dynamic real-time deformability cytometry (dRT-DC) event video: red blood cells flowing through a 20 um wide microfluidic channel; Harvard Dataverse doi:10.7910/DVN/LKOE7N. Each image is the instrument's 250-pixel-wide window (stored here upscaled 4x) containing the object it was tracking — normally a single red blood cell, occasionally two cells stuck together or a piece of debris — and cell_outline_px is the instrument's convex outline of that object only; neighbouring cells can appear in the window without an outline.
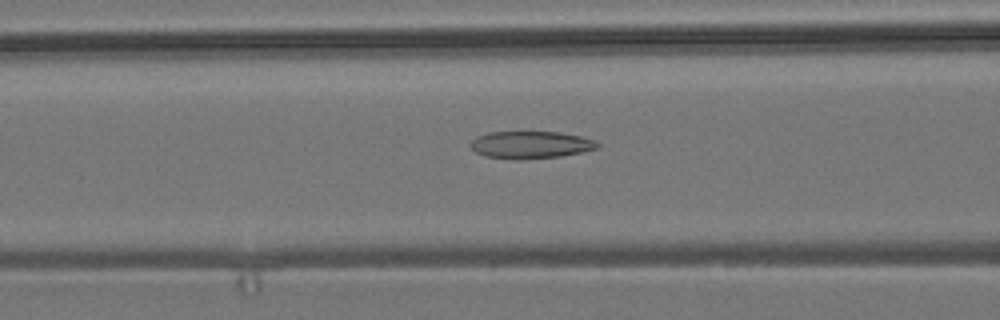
{"species": "common noctule bat (a hibernating species)", "species_latin": "Nyctalus noctula", "temperature_condition": "room temperature", "stored_images_in_passage": 38, "camera_frame_rate_fps": 3000, "um_per_image_px": 0.085, "animal": {"sex": "male", "body_mass_g": 19.2, "forearm_length_mm": 51.8}, "frame": {"image": 1, "passage_image": 10, "time_ms": 3.0, "image_size_px": [1000, 320], "cell_outline_px": [[600, 144], [596, 148], [580, 152], [560, 156], [484, 156], [476, 152], [468, 144], [476, 136], [488, 132], [560, 132], [580, 136], [596, 140]], "centroid_in_image_um": [45.11, 12.24], "position_along_channel_um": 121.5, "area_um2": 19.13}}
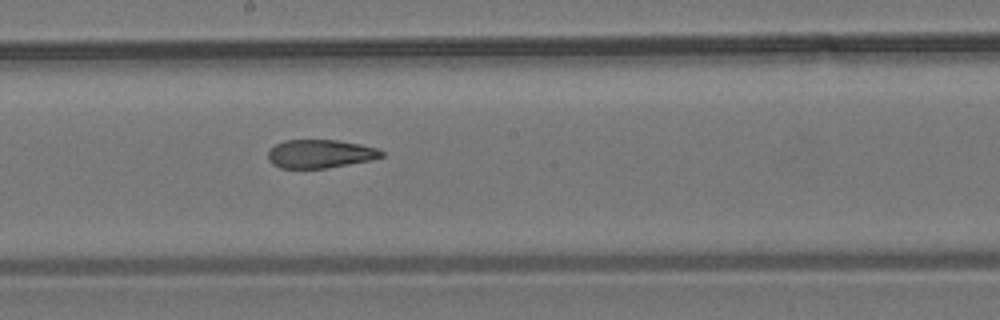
{"frame": {"image": 2, "passage_image": 18, "time_ms": 5.667, "image_size_px": [1000, 320], "cell_outline_px": [[384, 156], [372, 160], [328, 168], [280, 168], [272, 164], [268, 160], [268, 152], [276, 144], [284, 140], [336, 140], [360, 144], [376, 148], [384, 152]], "centroid_in_image_um": [27.22, 13.08], "position_along_channel_um": 221.0, "area_um2": 18.84}}
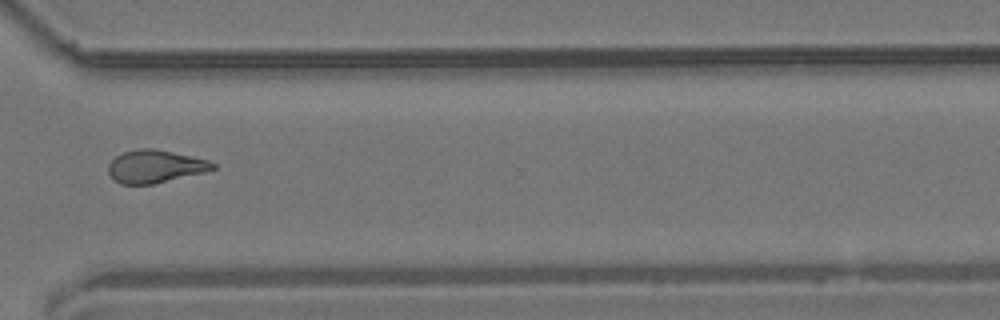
{"frame": {"image": 3, "passage_image": 29, "time_ms": 9.333, "image_size_px": [1000, 320], "cell_outline_px": [[216, 168], [204, 172], [152, 184], [120, 184], [108, 172], [108, 164], [116, 156], [124, 152], [140, 148], [152, 148], [192, 156], [208, 160], [216, 164]], "centroid_in_image_um": [13.19, 14.14], "position_along_channel_um": 357.4, "area_um2": 19.71}, "authors_computed_cell_mechanics": {"area_um2": 19.9121, "velocity_mm_per_s": 3.7245, "shape_relaxation_time_tau1_ms": null, "shape_relaxation_time_tau2_ms": 3.0885, "deformation_change_tau1": null, "deformation_change_tau2": 0.0966}}